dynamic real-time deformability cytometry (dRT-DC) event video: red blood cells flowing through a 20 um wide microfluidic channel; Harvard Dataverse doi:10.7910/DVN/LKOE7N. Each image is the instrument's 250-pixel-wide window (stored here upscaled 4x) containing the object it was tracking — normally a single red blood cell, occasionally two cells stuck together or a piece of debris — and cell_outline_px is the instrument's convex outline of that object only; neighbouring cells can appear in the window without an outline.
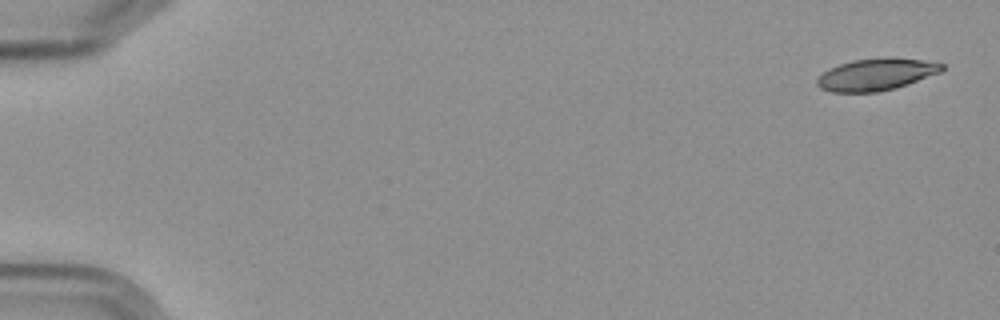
{"species": "Egyptian fruit bat (a non-hibernating species)", "species_latin": "Rousettus aegyptiacus", "temperature_condition": "cold", "stored_images_in_passage": 7, "camera_frame_rate_fps": 3000, "um_per_image_px": 0.085, "frame": {"image": 1, "passage_image": 1, "time_ms": 0.0, "image_size_px": [1000, 320], "cell_outline_px": [[944, 68], [940, 72], [908, 84], [896, 88], [876, 92], [832, 92], [820, 88], [816, 84], [816, 76], [828, 68], [852, 60], [888, 56], [892, 56], [920, 60], [944, 64]], "centroid_in_image_um": [74.43, 6.31], "position_along_channel_um": 10.6, "area_um2": 23.52}}
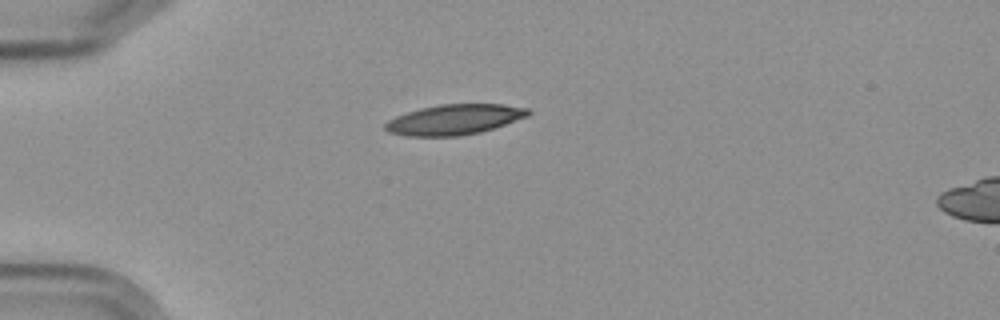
{"frame": {"image": 2, "passage_image": 5, "time_ms": 4.667, "image_size_px": [1000, 320], "cell_outline_px": [[532, 112], [528, 116], [480, 132], [460, 136], [404, 136], [388, 132], [384, 128], [384, 124], [388, 120], [396, 116], [420, 108], [440, 104], [504, 104], [528, 108]], "centroid_in_image_um": [38.6, 10.16], "position_along_channel_um": 46.4, "area_um2": 25.2}}
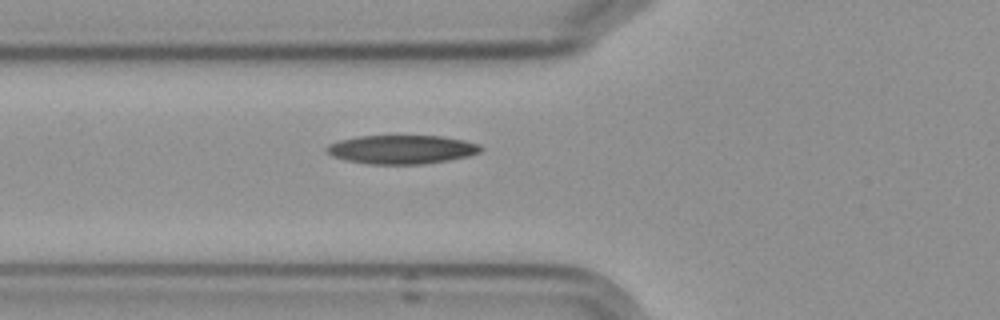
{"frame": {"image": 3, "passage_image": 7, "time_ms": 6.667, "image_size_px": [1000, 320], "cell_outline_px": [[484, 148], [480, 152], [468, 156], [448, 160], [424, 164], [368, 164], [348, 160], [332, 156], [324, 152], [324, 148], [328, 144], [340, 140], [360, 136], [440, 136], [464, 140], [480, 144]], "centroid_in_image_um": [34.14, 12.7], "position_along_channel_um": 91.7, "area_um2": 25.89}}